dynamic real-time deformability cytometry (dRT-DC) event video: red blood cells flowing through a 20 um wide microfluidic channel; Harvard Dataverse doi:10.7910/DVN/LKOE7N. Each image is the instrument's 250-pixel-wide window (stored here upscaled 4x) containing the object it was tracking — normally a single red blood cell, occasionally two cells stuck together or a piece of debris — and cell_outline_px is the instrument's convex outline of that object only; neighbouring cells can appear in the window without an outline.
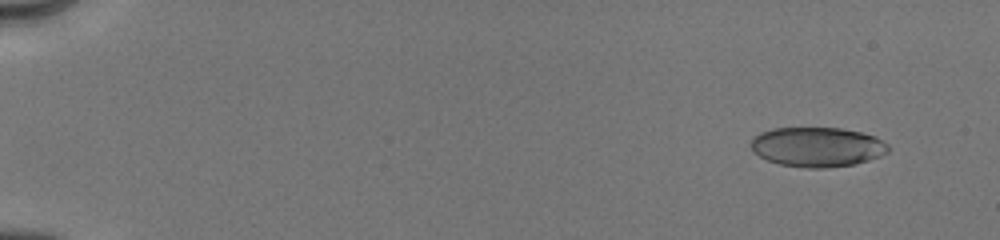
{"species": "human", "species_latin": "Homo sapiens", "temperature_condition": "cold", "stored_images_in_passage": 11, "camera_frame_rate_fps": 3000, "um_per_image_px": 0.085, "donor": {"sex": "male"}, "frame": {"image": 1, "passage_image": 3, "time_ms": 1.333, "image_size_px": [1000, 240], "cell_outline_px": [[888, 152], [880, 156], [856, 164], [828, 168], [808, 168], [780, 164], [768, 160], [752, 152], [752, 140], [760, 132], [772, 128], [840, 128], [860, 132], [876, 136], [888, 144]], "centroid_in_image_um": [69.49, 12.49], "position_along_channel_um": 15.5, "area_um2": 31.73}}
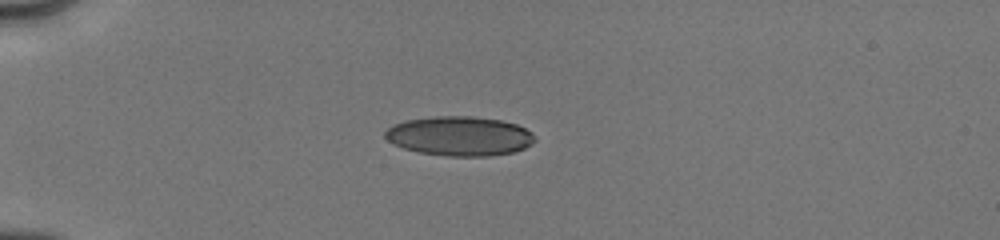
{"frame": {"image": 2, "passage_image": 10, "time_ms": 5.0, "image_size_px": [1000, 240], "cell_outline_px": [[536, 140], [532, 144], [524, 148], [512, 152], [488, 156], [448, 156], [420, 152], [404, 148], [388, 140], [384, 136], [384, 132], [392, 124], [404, 120], [436, 116], [472, 116], [500, 120], [516, 124], [532, 132], [536, 136]], "centroid_in_image_um": [39.07, 11.55], "position_along_channel_um": 45.9, "area_um2": 34.39}}